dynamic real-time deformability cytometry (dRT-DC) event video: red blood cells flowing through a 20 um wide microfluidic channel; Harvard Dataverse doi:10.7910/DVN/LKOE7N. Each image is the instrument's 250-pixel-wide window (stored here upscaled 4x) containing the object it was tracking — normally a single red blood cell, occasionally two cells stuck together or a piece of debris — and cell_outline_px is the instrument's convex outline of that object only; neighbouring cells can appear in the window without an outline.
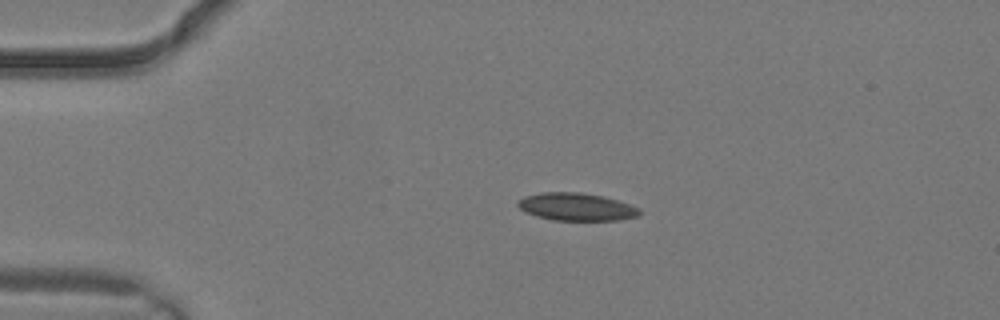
{"species": "common noctule bat (a hibernating species)", "species_latin": "Nyctalus noctula", "temperature_condition": "warm", "stored_images_in_passage": 1, "camera_frame_rate_fps": 3000, "um_per_image_px": 0.085, "animal": {"sex": "male", "body_mass_g": 19.2, "forearm_length_mm": 51.8}, "frame": {"image": 1, "passage_image": 1, "time_ms": 0.0, "image_size_px": [1000, 320], "cell_outline_px": [[640, 212], [636, 216], [620, 220], [552, 220], [536, 216], [524, 212], [516, 204], [516, 200], [524, 196], [540, 192], [580, 192], [600, 196], [616, 200], [640, 208]], "centroid_in_image_um": [48.92, 17.58], "position_along_channel_um": 36.1, "area_um2": 19.59}}